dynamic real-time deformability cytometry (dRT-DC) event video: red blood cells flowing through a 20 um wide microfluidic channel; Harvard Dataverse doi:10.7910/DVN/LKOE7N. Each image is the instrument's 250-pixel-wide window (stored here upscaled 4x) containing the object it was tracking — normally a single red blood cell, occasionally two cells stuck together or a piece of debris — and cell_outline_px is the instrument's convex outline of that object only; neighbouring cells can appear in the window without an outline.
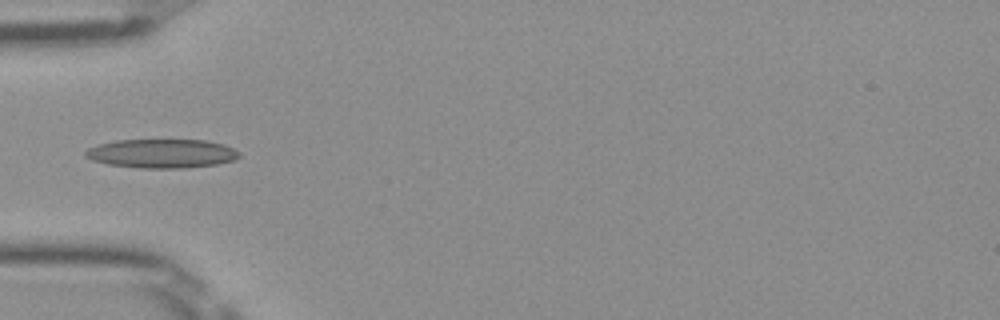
{"species": "Egyptian fruit bat (a non-hibernating species)", "species_latin": "Rousettus aegyptiacus", "temperature_condition": "room temperature", "stored_images_in_passage": 35, "camera_frame_rate_fps": 3000, "um_per_image_px": 0.085, "frame": {"image": 1, "passage_image": 1, "time_ms": 0.0, "image_size_px": [1000, 320], "cell_outline_px": [[240, 156], [232, 160], [220, 164], [184, 168], [140, 168], [108, 164], [92, 160], [84, 156], [84, 152], [88, 148], [100, 144], [116, 140], [204, 140], [224, 144], [240, 152]], "centroid_in_image_um": [13.75, 13.05], "position_along_channel_um": 71.2, "area_um2": 25.95}}
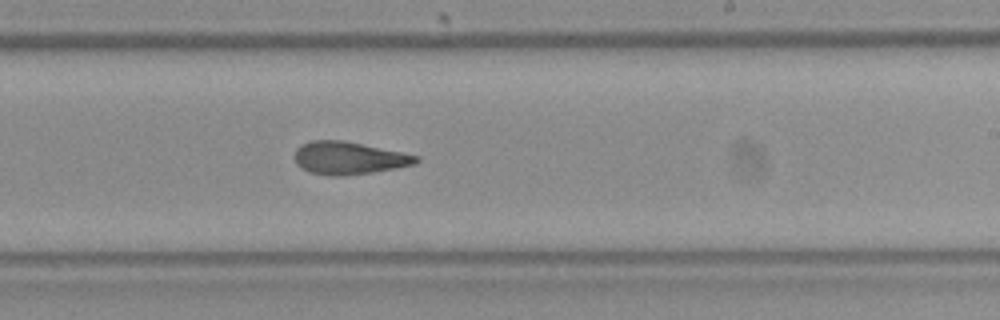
{"frame": {"image": 2, "passage_image": 15, "time_ms": 4.667, "image_size_px": [1000, 320], "cell_outline_px": [[420, 160], [416, 164], [372, 172], [340, 176], [328, 176], [308, 172], [300, 168], [296, 164], [292, 156], [296, 148], [300, 144], [312, 140], [344, 140], [404, 152], [420, 156]], "centroid_in_image_um": [29.61, 13.42], "position_along_channel_um": 259.4, "area_um2": 23.58}}
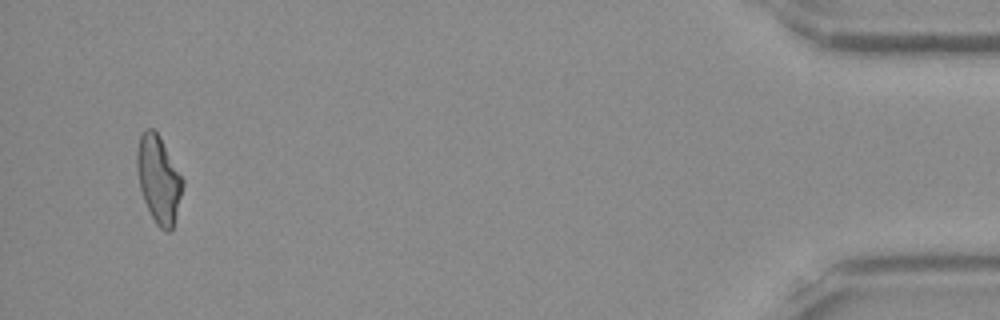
{"frame": {"image": 3, "passage_image": 33, "time_ms": 10.667, "image_size_px": [1000, 320], "cell_outline_px": [[184, 184], [172, 228], [168, 232], [164, 232], [156, 224], [144, 200], [140, 188], [136, 168], [136, 152], [140, 136], [144, 128], [152, 128], [160, 136], [184, 180]], "centroid_in_image_um": [13.47, 15.21], "position_along_channel_um": 421.7, "area_um2": 23.12}, "authors_computed_cell_mechanics": {"area_um2": 23.2356, "velocity_mm_per_s": 4.0147, "shape_relaxation_time_tau1_ms": null, "shape_relaxation_time_tau2_ms": 3.0465, "deformation_change_tau1": null, "deformation_change_tau2": 0.1167}}